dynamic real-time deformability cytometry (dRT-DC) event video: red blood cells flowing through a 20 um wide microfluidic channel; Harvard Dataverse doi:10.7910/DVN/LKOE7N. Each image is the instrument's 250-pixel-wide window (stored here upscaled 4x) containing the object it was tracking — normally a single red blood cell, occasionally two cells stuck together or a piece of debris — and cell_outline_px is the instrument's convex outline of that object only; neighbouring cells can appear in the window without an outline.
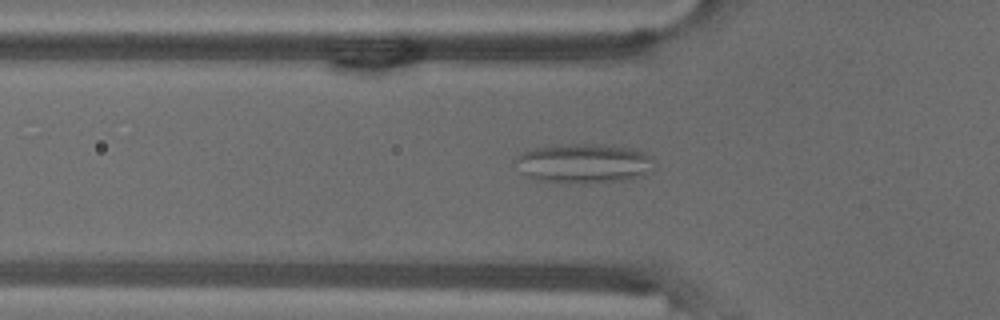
{"species": "common noctule bat (a hibernating species)", "species_latin": "Nyctalus noctula", "temperature_condition": "warm", "stored_images_in_passage": 52, "camera_frame_rate_fps": 3000, "um_per_image_px": 0.085, "animal": {"sex": "male", "body_mass_g": 18.8}, "frame": {"image": 1, "passage_image": 15, "time_ms": 4.667, "image_size_px": [1000, 320], "cell_outline_px": [[656, 168], [652, 172], [644, 176], [624, 180], [584, 184], [576, 184], [532, 180], [524, 176], [512, 160], [516, 156], [532, 148], [552, 144], [612, 144], [636, 148], [652, 156], [656, 160]], "centroid_in_image_um": [49.66, 13.89], "position_along_channel_um": 76.1, "area_um2": 33.52}}
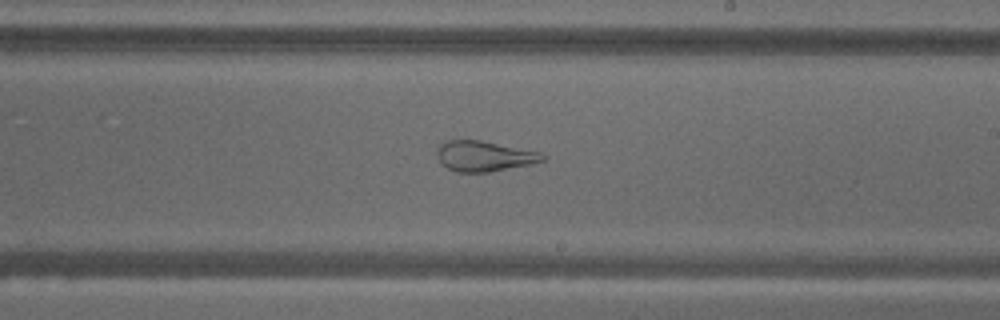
{"frame": {"image": 2, "passage_image": 29, "time_ms": 9.333, "image_size_px": [1000, 320], "cell_outline_px": [[548, 156], [544, 160], [528, 164], [488, 172], [456, 172], [448, 168], [436, 156], [436, 148], [444, 140], [480, 140], [540, 152]], "centroid_in_image_um": [41.12, 13.26], "position_along_channel_um": 247.9, "area_um2": 18.55}}
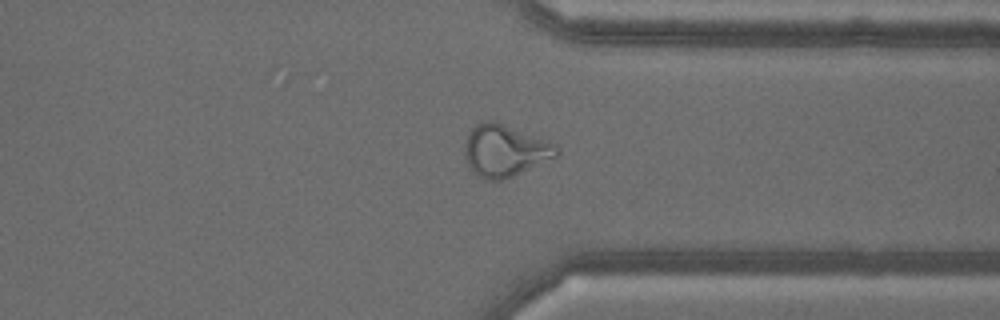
{"frame": {"image": 3, "passage_image": 39, "time_ms": 12.667, "image_size_px": [1000, 320], "cell_outline_px": [[560, 156], [504, 180], [484, 180], [472, 172], [464, 156], [464, 148], [468, 132], [480, 120], [492, 120], [556, 144], [560, 152]], "centroid_in_image_um": [42.9, 12.82], "position_along_channel_um": 368.5, "area_um2": 28.03}, "authors_computed_cell_mechanics": {"area_um2": 27.2238, "velocity_mm_per_s": 3.6599, "shape_relaxation_time_tau1_ms": null, "shape_relaxation_time_tau2_ms": 1.1854, "deformation_change_tau1": null, "deformation_change_tau2": 0.1019}}